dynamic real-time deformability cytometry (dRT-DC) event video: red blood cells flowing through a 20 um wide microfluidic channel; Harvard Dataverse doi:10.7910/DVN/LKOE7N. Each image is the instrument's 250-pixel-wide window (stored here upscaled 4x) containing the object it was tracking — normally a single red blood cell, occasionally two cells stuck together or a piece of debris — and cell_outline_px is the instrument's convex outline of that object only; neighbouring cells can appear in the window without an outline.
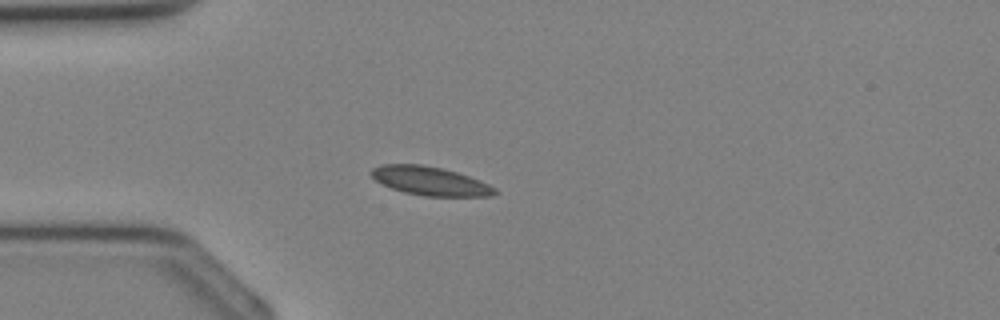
{"species": "Egyptian fruit bat (a non-hibernating species)", "species_latin": "Rousettus aegyptiacus", "temperature_condition": "cold", "stored_images_in_passage": 27, "camera_frame_rate_fps": 3000, "um_per_image_px": 0.085, "animal": {"sex": "female"}, "frame": {"image": 1, "passage_image": 1, "time_ms": 0.0, "image_size_px": [1000, 320], "cell_outline_px": [[500, 192], [492, 196], [424, 196], [404, 192], [392, 188], [376, 180], [368, 172], [372, 168], [380, 164], [424, 164], [456, 172], [480, 180], [496, 188]], "centroid_in_image_um": [36.56, 15.38], "position_along_channel_um": 48.4, "area_um2": 20.69}}
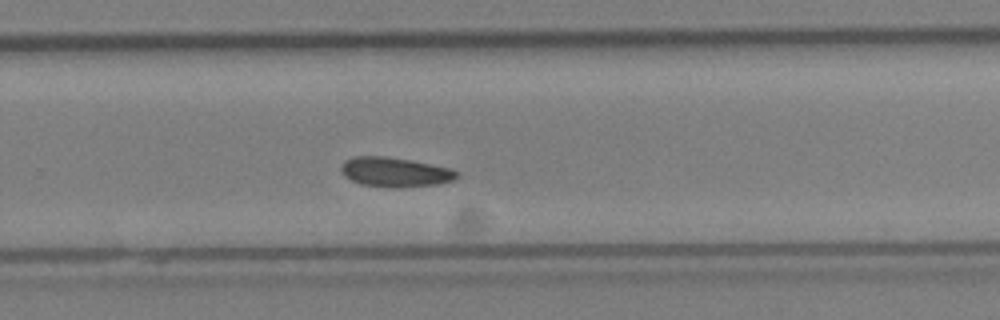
{"frame": {"image": 2, "passage_image": 15, "time_ms": 4.667, "image_size_px": [1000, 320], "cell_outline_px": [[460, 176], [452, 180], [440, 184], [400, 188], [388, 188], [360, 184], [344, 176], [340, 172], [340, 164], [344, 160], [356, 156], [384, 156], [408, 160], [452, 168], [460, 172]], "centroid_in_image_um": [33.57, 14.64], "position_along_channel_um": 296.2, "area_um2": 20.29}}
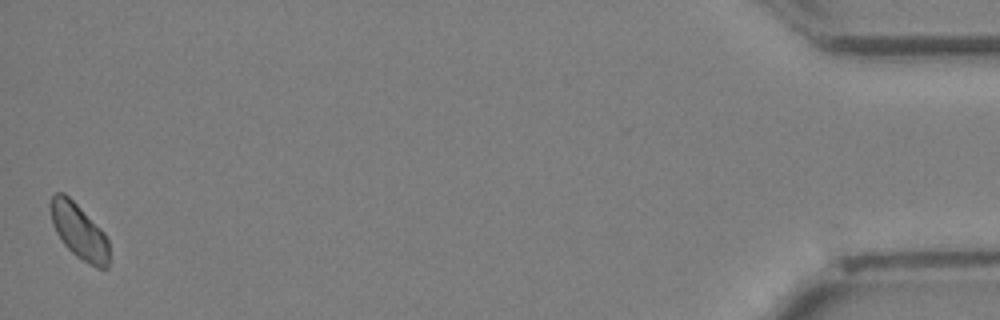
{"frame": {"image": 3, "passage_image": 27, "time_ms": 8.667, "image_size_px": [1000, 320], "cell_outline_px": [[108, 268], [96, 268], [88, 264], [76, 256], [64, 244], [56, 232], [52, 224], [48, 204], [52, 196], [56, 192], [64, 192], [104, 232], [108, 240]], "centroid_in_image_um": [6.69, 19.66], "position_along_channel_um": 428.5, "area_um2": 18.79}}